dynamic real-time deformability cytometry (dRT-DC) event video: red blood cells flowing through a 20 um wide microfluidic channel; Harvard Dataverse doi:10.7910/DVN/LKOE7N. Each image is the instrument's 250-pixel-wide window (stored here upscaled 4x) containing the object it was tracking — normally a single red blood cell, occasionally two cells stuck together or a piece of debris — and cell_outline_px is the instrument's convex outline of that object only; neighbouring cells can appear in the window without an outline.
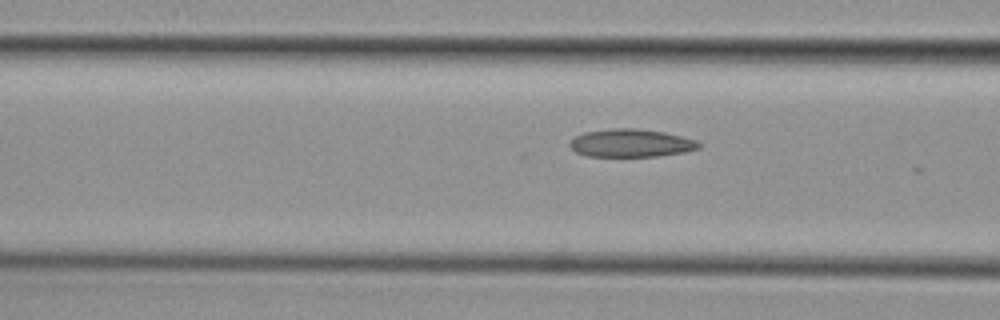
{"species": "common noctule bat (a hibernating species)", "species_latin": "Nyctalus noctula", "temperature_condition": "cold", "stored_images_in_passage": 22, "camera_frame_rate_fps": 3000, "um_per_image_px": 0.085, "animal": {"sex": "female", "body_mass_g": 29.2, "forearm_length_mm": 56.3}, "frame": {"image": 1, "passage_image": 21, "time_ms": 6.667, "image_size_px": [1000, 320], "cell_outline_px": [[700, 148], [684, 152], [656, 156], [588, 156], [576, 152], [568, 144], [576, 136], [584, 132], [612, 128], [636, 128], [664, 132], [696, 140], [700, 144]], "centroid_in_image_um": [53.63, 12.15], "position_along_channel_um": 113.0, "area_um2": 20.87}}